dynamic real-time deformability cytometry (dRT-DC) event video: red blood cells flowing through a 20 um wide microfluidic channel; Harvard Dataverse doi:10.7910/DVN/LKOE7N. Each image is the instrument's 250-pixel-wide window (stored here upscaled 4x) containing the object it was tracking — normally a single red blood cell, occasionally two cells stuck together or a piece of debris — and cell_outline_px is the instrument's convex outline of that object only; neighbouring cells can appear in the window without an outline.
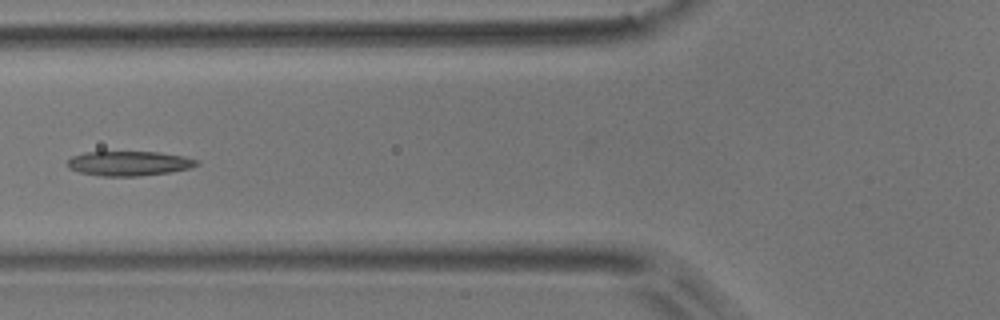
{"species": "common noctule bat (a hibernating species)", "species_latin": "Nyctalus noctula", "temperature_condition": "room temperature", "stored_images_in_passage": 7, "camera_frame_rate_fps": 3000, "um_per_image_px": 0.085, "animal": {"sex": "male", "body_mass_g": 17.9}, "frame": {"image": 1, "passage_image": 7, "time_ms": 2.0, "image_size_px": [1000, 320], "cell_outline_px": [[200, 164], [192, 168], [168, 172], [140, 176], [100, 176], [80, 172], [68, 168], [64, 164], [72, 156], [84, 152], [160, 152], [184, 156], [200, 160]], "centroid_in_image_um": [10.97, 13.89], "position_along_channel_um": 114.8, "area_um2": 18.79}}